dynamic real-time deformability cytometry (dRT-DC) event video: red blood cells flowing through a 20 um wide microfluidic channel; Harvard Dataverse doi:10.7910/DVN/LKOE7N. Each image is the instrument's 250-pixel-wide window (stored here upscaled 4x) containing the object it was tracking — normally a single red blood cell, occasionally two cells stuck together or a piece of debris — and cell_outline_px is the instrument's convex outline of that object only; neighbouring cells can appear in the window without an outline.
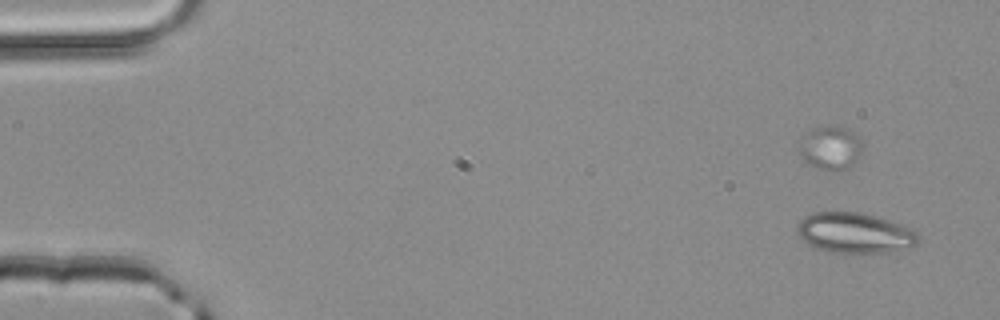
{"species": "common noctule bat (a hibernating species)", "species_latin": "Nyctalus noctula", "temperature_condition": "room temperature", "stored_images_in_passage": 4, "camera_frame_rate_fps": 3000, "um_per_image_px": 0.085, "animal": {"sex": "male", "body_mass_g": 20.4}, "frame": {"image": 1, "passage_image": 1, "time_ms": 0.0, "image_size_px": [1000, 320], "cell_outline_px": [[920, 236], [916, 244], [892, 252], [832, 252], [808, 244], [796, 232], [796, 228], [800, 220], [804, 216], [812, 212], [860, 212], [888, 220], [912, 228]], "centroid_in_image_um": [72.64, 19.78], "position_along_channel_um": 12.4, "area_um2": 28.21}}
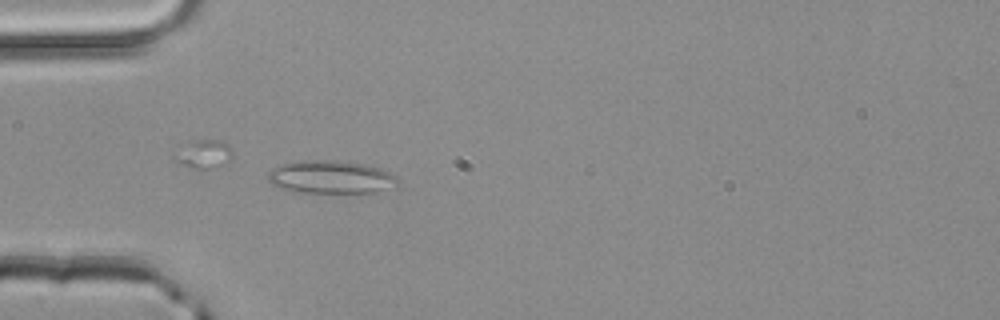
{"frame": {"image": 2, "passage_image": 4, "time_ms": 1.0, "image_size_px": [1000, 320], "cell_outline_px": [[400, 184], [376, 192], [300, 192], [280, 188], [272, 184], [268, 180], [268, 172], [272, 168], [284, 164], [304, 160], [336, 160], [364, 164], [380, 168], [396, 176]], "centroid_in_image_um": [28.13, 15.05], "position_along_channel_um": 56.9, "area_um2": 24.74}}